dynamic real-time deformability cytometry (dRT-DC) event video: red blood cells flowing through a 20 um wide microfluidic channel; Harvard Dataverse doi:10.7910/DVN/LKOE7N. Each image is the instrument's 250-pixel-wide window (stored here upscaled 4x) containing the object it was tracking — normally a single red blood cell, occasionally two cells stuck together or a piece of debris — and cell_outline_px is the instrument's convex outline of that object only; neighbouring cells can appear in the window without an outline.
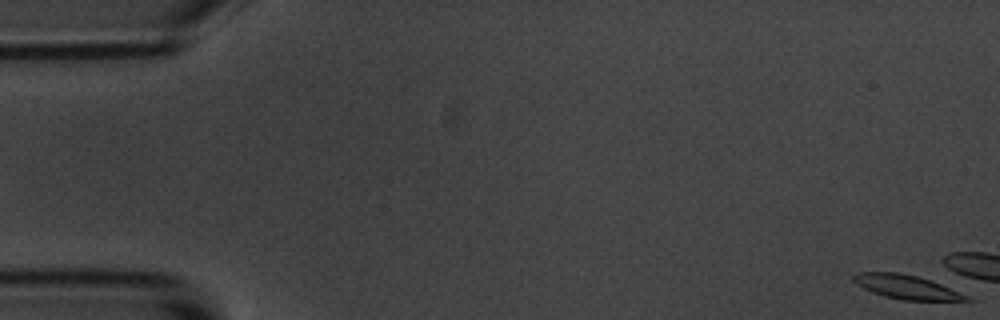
{"species": "common noctule bat (a hibernating species)", "species_latin": "Nyctalus noctula", "temperature_condition": "room temperature", "stored_images_in_passage": 1, "camera_frame_rate_fps": 3000, "um_per_image_px": 0.085, "animal": {"sex": "male", "body_mass_g": 20.1, "forearm_length_mm": 53.5}, "frame": {"image": 1, "passage_image": 1, "time_ms": 0.0, "image_size_px": [1000, 320], "cell_outline_px": [[972, 300], [900, 300], [884, 296], [872, 292], [856, 284], [852, 280], [852, 276], [856, 272], [900, 272], [916, 276], [940, 284], [968, 296]], "centroid_in_image_um": [76.96, 24.38], "position_along_channel_um": 8.0, "area_um2": 15.55}}